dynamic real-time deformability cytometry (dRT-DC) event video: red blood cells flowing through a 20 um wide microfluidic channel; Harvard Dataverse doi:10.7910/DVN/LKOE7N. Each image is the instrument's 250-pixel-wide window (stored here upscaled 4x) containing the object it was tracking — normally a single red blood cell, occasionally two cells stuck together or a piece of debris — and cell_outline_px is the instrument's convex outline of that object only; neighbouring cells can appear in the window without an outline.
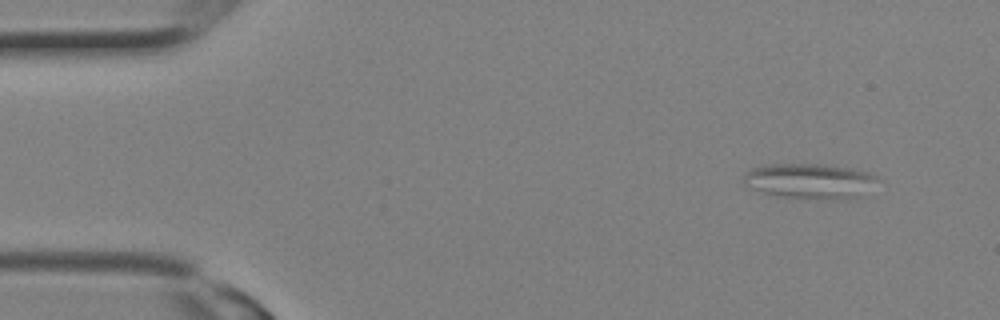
{"species": "Egyptian fruit bat (a non-hibernating species)", "species_latin": "Rousettus aegyptiacus", "temperature_condition": "room temperature", "stored_images_in_passage": 3, "camera_frame_rate_fps": 3000, "um_per_image_px": 0.085, "animal": {"sex": "female"}, "frame": {"image": 1, "passage_image": 1, "time_ms": 0.0, "image_size_px": [1000, 320], "cell_outline_px": [[880, 176], [876, 180], [852, 196], [780, 196], [764, 192], [752, 188], [744, 184], [744, 172], [752, 168], [772, 164], [824, 164], [868, 172]], "centroid_in_image_um": [68.67, 15.3], "position_along_channel_um": 16.3, "area_um2": 25.43}}